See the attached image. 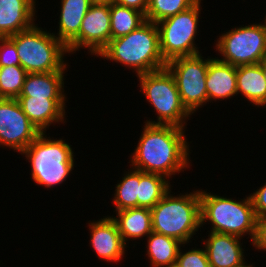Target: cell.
<instances>
[{
	"mask_svg": "<svg viewBox=\"0 0 266 267\" xmlns=\"http://www.w3.org/2000/svg\"><path fill=\"white\" fill-rule=\"evenodd\" d=\"M131 159L132 168L165 178L189 167V144L184 128L145 123Z\"/></svg>",
	"mask_w": 266,
	"mask_h": 267,
	"instance_id": "obj_1",
	"label": "cell"
},
{
	"mask_svg": "<svg viewBox=\"0 0 266 267\" xmlns=\"http://www.w3.org/2000/svg\"><path fill=\"white\" fill-rule=\"evenodd\" d=\"M98 56L134 69L137 76L166 67L160 53L157 25L150 21L125 36L111 39Z\"/></svg>",
	"mask_w": 266,
	"mask_h": 267,
	"instance_id": "obj_2",
	"label": "cell"
},
{
	"mask_svg": "<svg viewBox=\"0 0 266 267\" xmlns=\"http://www.w3.org/2000/svg\"><path fill=\"white\" fill-rule=\"evenodd\" d=\"M169 190L165 196L151 208L153 232L164 234L189 243L201 227L200 194L199 190L171 195Z\"/></svg>",
	"mask_w": 266,
	"mask_h": 267,
	"instance_id": "obj_3",
	"label": "cell"
},
{
	"mask_svg": "<svg viewBox=\"0 0 266 267\" xmlns=\"http://www.w3.org/2000/svg\"><path fill=\"white\" fill-rule=\"evenodd\" d=\"M201 227L211 222V232L235 235L240 238L249 234L253 240L257 216L250 196L240 200L213 195L199 190ZM204 223V224H203Z\"/></svg>",
	"mask_w": 266,
	"mask_h": 267,
	"instance_id": "obj_4",
	"label": "cell"
},
{
	"mask_svg": "<svg viewBox=\"0 0 266 267\" xmlns=\"http://www.w3.org/2000/svg\"><path fill=\"white\" fill-rule=\"evenodd\" d=\"M16 46L20 65L27 73L65 71L67 47L50 33L34 24L8 37Z\"/></svg>",
	"mask_w": 266,
	"mask_h": 267,
	"instance_id": "obj_5",
	"label": "cell"
},
{
	"mask_svg": "<svg viewBox=\"0 0 266 267\" xmlns=\"http://www.w3.org/2000/svg\"><path fill=\"white\" fill-rule=\"evenodd\" d=\"M44 132L21 153L31 163L35 183L52 188L66 181L74 169V152L63 139H51Z\"/></svg>",
	"mask_w": 266,
	"mask_h": 267,
	"instance_id": "obj_6",
	"label": "cell"
},
{
	"mask_svg": "<svg viewBox=\"0 0 266 267\" xmlns=\"http://www.w3.org/2000/svg\"><path fill=\"white\" fill-rule=\"evenodd\" d=\"M140 88L157 112V121L148 124L174 125L185 128L190 113L183 106L174 76L167 67L139 76Z\"/></svg>",
	"mask_w": 266,
	"mask_h": 267,
	"instance_id": "obj_7",
	"label": "cell"
},
{
	"mask_svg": "<svg viewBox=\"0 0 266 267\" xmlns=\"http://www.w3.org/2000/svg\"><path fill=\"white\" fill-rule=\"evenodd\" d=\"M201 0L186 11L156 23L159 31L160 53L164 61L200 54L197 35Z\"/></svg>",
	"mask_w": 266,
	"mask_h": 267,
	"instance_id": "obj_8",
	"label": "cell"
},
{
	"mask_svg": "<svg viewBox=\"0 0 266 267\" xmlns=\"http://www.w3.org/2000/svg\"><path fill=\"white\" fill-rule=\"evenodd\" d=\"M217 39L220 61L233 66L258 64L266 57V25L252 24L233 28Z\"/></svg>",
	"mask_w": 266,
	"mask_h": 267,
	"instance_id": "obj_9",
	"label": "cell"
},
{
	"mask_svg": "<svg viewBox=\"0 0 266 267\" xmlns=\"http://www.w3.org/2000/svg\"><path fill=\"white\" fill-rule=\"evenodd\" d=\"M201 55L178 57L166 63L175 78L181 102L191 115L208 102V58L204 60Z\"/></svg>",
	"mask_w": 266,
	"mask_h": 267,
	"instance_id": "obj_10",
	"label": "cell"
},
{
	"mask_svg": "<svg viewBox=\"0 0 266 267\" xmlns=\"http://www.w3.org/2000/svg\"><path fill=\"white\" fill-rule=\"evenodd\" d=\"M40 133L16 98H0V146L22 153Z\"/></svg>",
	"mask_w": 266,
	"mask_h": 267,
	"instance_id": "obj_11",
	"label": "cell"
},
{
	"mask_svg": "<svg viewBox=\"0 0 266 267\" xmlns=\"http://www.w3.org/2000/svg\"><path fill=\"white\" fill-rule=\"evenodd\" d=\"M110 40V4L91 5L82 20L79 35L67 46V50L73 54L80 48H87L97 56Z\"/></svg>",
	"mask_w": 266,
	"mask_h": 267,
	"instance_id": "obj_12",
	"label": "cell"
},
{
	"mask_svg": "<svg viewBox=\"0 0 266 267\" xmlns=\"http://www.w3.org/2000/svg\"><path fill=\"white\" fill-rule=\"evenodd\" d=\"M90 242L97 256L107 262H120L125 254L126 244L118 231L114 220L109 217L88 223Z\"/></svg>",
	"mask_w": 266,
	"mask_h": 267,
	"instance_id": "obj_13",
	"label": "cell"
},
{
	"mask_svg": "<svg viewBox=\"0 0 266 267\" xmlns=\"http://www.w3.org/2000/svg\"><path fill=\"white\" fill-rule=\"evenodd\" d=\"M238 236L210 232L204 247L211 267H243L244 250Z\"/></svg>",
	"mask_w": 266,
	"mask_h": 267,
	"instance_id": "obj_14",
	"label": "cell"
},
{
	"mask_svg": "<svg viewBox=\"0 0 266 267\" xmlns=\"http://www.w3.org/2000/svg\"><path fill=\"white\" fill-rule=\"evenodd\" d=\"M17 100L28 119L40 132L46 133L51 124L62 123L65 120L66 98L19 96Z\"/></svg>",
	"mask_w": 266,
	"mask_h": 267,
	"instance_id": "obj_15",
	"label": "cell"
},
{
	"mask_svg": "<svg viewBox=\"0 0 266 267\" xmlns=\"http://www.w3.org/2000/svg\"><path fill=\"white\" fill-rule=\"evenodd\" d=\"M35 0H0V37H9L35 24Z\"/></svg>",
	"mask_w": 266,
	"mask_h": 267,
	"instance_id": "obj_16",
	"label": "cell"
},
{
	"mask_svg": "<svg viewBox=\"0 0 266 267\" xmlns=\"http://www.w3.org/2000/svg\"><path fill=\"white\" fill-rule=\"evenodd\" d=\"M208 102L228 99L237 95L236 66L208 57L206 77Z\"/></svg>",
	"mask_w": 266,
	"mask_h": 267,
	"instance_id": "obj_17",
	"label": "cell"
},
{
	"mask_svg": "<svg viewBox=\"0 0 266 267\" xmlns=\"http://www.w3.org/2000/svg\"><path fill=\"white\" fill-rule=\"evenodd\" d=\"M116 217L111 218L125 244L128 240H136L148 236L152 231V215L149 208H128L116 211Z\"/></svg>",
	"mask_w": 266,
	"mask_h": 267,
	"instance_id": "obj_18",
	"label": "cell"
},
{
	"mask_svg": "<svg viewBox=\"0 0 266 267\" xmlns=\"http://www.w3.org/2000/svg\"><path fill=\"white\" fill-rule=\"evenodd\" d=\"M64 72L27 73L19 96L66 98L64 94Z\"/></svg>",
	"mask_w": 266,
	"mask_h": 267,
	"instance_id": "obj_19",
	"label": "cell"
},
{
	"mask_svg": "<svg viewBox=\"0 0 266 267\" xmlns=\"http://www.w3.org/2000/svg\"><path fill=\"white\" fill-rule=\"evenodd\" d=\"M90 6L89 0H61L59 31L56 37L66 47L79 35L82 20Z\"/></svg>",
	"mask_w": 266,
	"mask_h": 267,
	"instance_id": "obj_20",
	"label": "cell"
},
{
	"mask_svg": "<svg viewBox=\"0 0 266 267\" xmlns=\"http://www.w3.org/2000/svg\"><path fill=\"white\" fill-rule=\"evenodd\" d=\"M237 94L255 106L266 107V82L259 64L236 67Z\"/></svg>",
	"mask_w": 266,
	"mask_h": 267,
	"instance_id": "obj_21",
	"label": "cell"
},
{
	"mask_svg": "<svg viewBox=\"0 0 266 267\" xmlns=\"http://www.w3.org/2000/svg\"><path fill=\"white\" fill-rule=\"evenodd\" d=\"M182 242L179 240L151 232L147 236V255L152 267H168L176 264Z\"/></svg>",
	"mask_w": 266,
	"mask_h": 267,
	"instance_id": "obj_22",
	"label": "cell"
},
{
	"mask_svg": "<svg viewBox=\"0 0 266 267\" xmlns=\"http://www.w3.org/2000/svg\"><path fill=\"white\" fill-rule=\"evenodd\" d=\"M159 174L144 173L140 170L137 208H153L171 189L170 182Z\"/></svg>",
	"mask_w": 266,
	"mask_h": 267,
	"instance_id": "obj_23",
	"label": "cell"
},
{
	"mask_svg": "<svg viewBox=\"0 0 266 267\" xmlns=\"http://www.w3.org/2000/svg\"><path fill=\"white\" fill-rule=\"evenodd\" d=\"M145 21V15L136 9L118 5L115 2L110 4L111 39L127 35Z\"/></svg>",
	"mask_w": 266,
	"mask_h": 267,
	"instance_id": "obj_24",
	"label": "cell"
},
{
	"mask_svg": "<svg viewBox=\"0 0 266 267\" xmlns=\"http://www.w3.org/2000/svg\"><path fill=\"white\" fill-rule=\"evenodd\" d=\"M122 181L116 185L114 194L115 211L137 208L138 186L140 184V170L132 168L126 171Z\"/></svg>",
	"mask_w": 266,
	"mask_h": 267,
	"instance_id": "obj_25",
	"label": "cell"
},
{
	"mask_svg": "<svg viewBox=\"0 0 266 267\" xmlns=\"http://www.w3.org/2000/svg\"><path fill=\"white\" fill-rule=\"evenodd\" d=\"M200 0H149L145 20L157 23L188 10Z\"/></svg>",
	"mask_w": 266,
	"mask_h": 267,
	"instance_id": "obj_26",
	"label": "cell"
},
{
	"mask_svg": "<svg viewBox=\"0 0 266 267\" xmlns=\"http://www.w3.org/2000/svg\"><path fill=\"white\" fill-rule=\"evenodd\" d=\"M27 71L21 65L0 67V98H18Z\"/></svg>",
	"mask_w": 266,
	"mask_h": 267,
	"instance_id": "obj_27",
	"label": "cell"
},
{
	"mask_svg": "<svg viewBox=\"0 0 266 267\" xmlns=\"http://www.w3.org/2000/svg\"><path fill=\"white\" fill-rule=\"evenodd\" d=\"M177 267H211L206 250L204 249H191L188 252L182 253L181 248L179 249L178 256L176 259Z\"/></svg>",
	"mask_w": 266,
	"mask_h": 267,
	"instance_id": "obj_28",
	"label": "cell"
},
{
	"mask_svg": "<svg viewBox=\"0 0 266 267\" xmlns=\"http://www.w3.org/2000/svg\"><path fill=\"white\" fill-rule=\"evenodd\" d=\"M20 65L15 44L8 37H0V67Z\"/></svg>",
	"mask_w": 266,
	"mask_h": 267,
	"instance_id": "obj_29",
	"label": "cell"
},
{
	"mask_svg": "<svg viewBox=\"0 0 266 267\" xmlns=\"http://www.w3.org/2000/svg\"><path fill=\"white\" fill-rule=\"evenodd\" d=\"M249 196L257 218L266 217V183Z\"/></svg>",
	"mask_w": 266,
	"mask_h": 267,
	"instance_id": "obj_30",
	"label": "cell"
},
{
	"mask_svg": "<svg viewBox=\"0 0 266 267\" xmlns=\"http://www.w3.org/2000/svg\"><path fill=\"white\" fill-rule=\"evenodd\" d=\"M251 243L256 249L266 251V217L257 218L255 234Z\"/></svg>",
	"mask_w": 266,
	"mask_h": 267,
	"instance_id": "obj_31",
	"label": "cell"
},
{
	"mask_svg": "<svg viewBox=\"0 0 266 267\" xmlns=\"http://www.w3.org/2000/svg\"><path fill=\"white\" fill-rule=\"evenodd\" d=\"M118 5L136 9L144 15L147 12L149 0H114Z\"/></svg>",
	"mask_w": 266,
	"mask_h": 267,
	"instance_id": "obj_32",
	"label": "cell"
},
{
	"mask_svg": "<svg viewBox=\"0 0 266 267\" xmlns=\"http://www.w3.org/2000/svg\"><path fill=\"white\" fill-rule=\"evenodd\" d=\"M91 5L112 4L114 0H89Z\"/></svg>",
	"mask_w": 266,
	"mask_h": 267,
	"instance_id": "obj_33",
	"label": "cell"
},
{
	"mask_svg": "<svg viewBox=\"0 0 266 267\" xmlns=\"http://www.w3.org/2000/svg\"><path fill=\"white\" fill-rule=\"evenodd\" d=\"M258 64L261 67V71L263 73V76H264L265 82H266V57H264Z\"/></svg>",
	"mask_w": 266,
	"mask_h": 267,
	"instance_id": "obj_34",
	"label": "cell"
},
{
	"mask_svg": "<svg viewBox=\"0 0 266 267\" xmlns=\"http://www.w3.org/2000/svg\"><path fill=\"white\" fill-rule=\"evenodd\" d=\"M243 267H253V264H251V265H250V264H248V265L246 264V265L243 266Z\"/></svg>",
	"mask_w": 266,
	"mask_h": 267,
	"instance_id": "obj_35",
	"label": "cell"
}]
</instances>
